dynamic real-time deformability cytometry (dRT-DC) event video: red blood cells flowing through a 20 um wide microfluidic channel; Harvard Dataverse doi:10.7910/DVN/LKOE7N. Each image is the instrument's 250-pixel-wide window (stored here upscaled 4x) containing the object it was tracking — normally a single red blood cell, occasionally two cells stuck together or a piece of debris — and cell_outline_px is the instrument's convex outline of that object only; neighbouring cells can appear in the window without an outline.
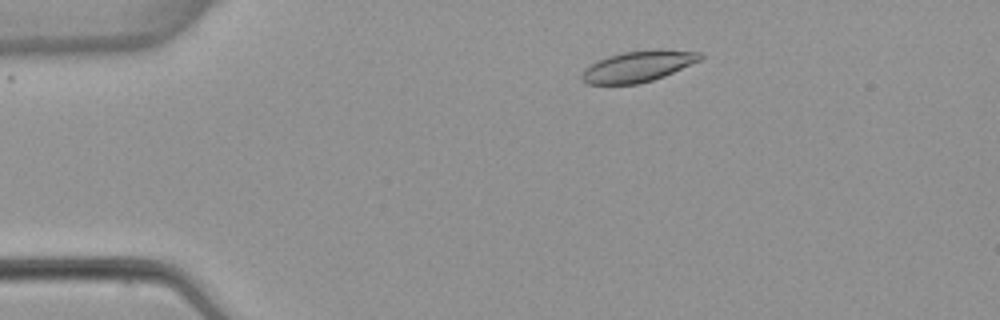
{"species": "common noctule bat (a hibernating species)", "species_latin": "Nyctalus noctula", "temperature_condition": "warm", "stored_images_in_passage": 3, "camera_frame_rate_fps": 3000, "um_per_image_px": 0.085, "animal": {"sex": "female", "body_mass_g": 22.7, "forearm_length_mm": 54.2}, "frame": {"image": 1, "passage_image": 2, "time_ms": 1.0, "image_size_px": [1000, 320], "cell_outline_px": [[704, 56], [700, 60], [664, 76], [640, 84], [588, 84], [580, 80], [580, 76], [584, 68], [608, 56], [624, 52], [700, 52]], "centroid_in_image_um": [54.13, 5.7], "position_along_channel_um": 30.9, "area_um2": 20.35}}